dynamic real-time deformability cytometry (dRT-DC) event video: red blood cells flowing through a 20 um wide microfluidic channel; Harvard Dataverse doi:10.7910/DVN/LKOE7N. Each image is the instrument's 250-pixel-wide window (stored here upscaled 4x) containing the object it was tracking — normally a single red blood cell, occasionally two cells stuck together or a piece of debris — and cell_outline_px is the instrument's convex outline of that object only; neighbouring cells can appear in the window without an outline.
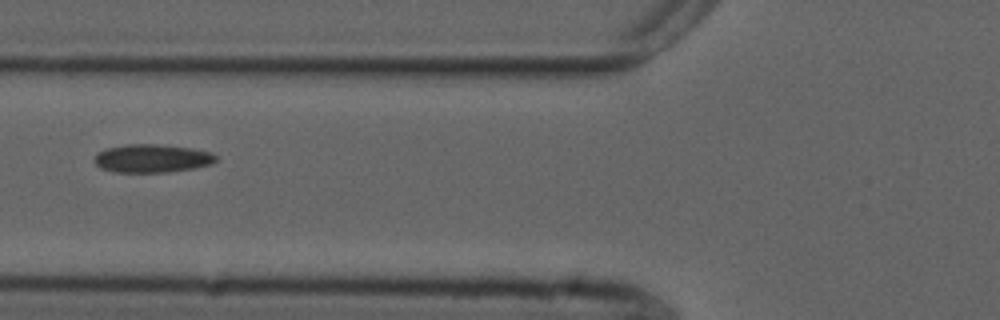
{"species": "common noctule bat (a hibernating species)", "species_latin": "Nyctalus noctula", "temperature_condition": "cold", "stored_images_in_passage": 2, "camera_frame_rate_fps": 3000, "um_per_image_px": 0.085, "animal": {"sex": "male", "forearm_length_mm": 52.5}, "frame": {"image": 1, "passage_image": 2, "time_ms": 0.333, "image_size_px": [1000, 320], "cell_outline_px": [[216, 160], [212, 164], [192, 168], [168, 172], [112, 172], [100, 168], [92, 160], [100, 152], [108, 148], [128, 144], [156, 144], [192, 148], [212, 152], [216, 156]], "centroid_in_image_um": [12.93, 13.47], "position_along_channel_um": 112.9, "area_um2": 19.94}}